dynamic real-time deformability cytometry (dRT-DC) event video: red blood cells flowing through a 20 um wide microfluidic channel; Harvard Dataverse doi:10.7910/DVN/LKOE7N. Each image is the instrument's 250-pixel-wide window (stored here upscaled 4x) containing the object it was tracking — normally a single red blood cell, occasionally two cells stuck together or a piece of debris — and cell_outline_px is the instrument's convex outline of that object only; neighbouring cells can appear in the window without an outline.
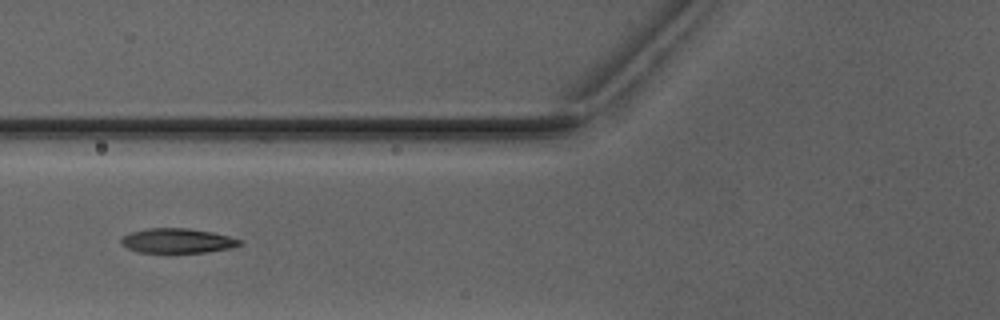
{"species": "Egyptian fruit bat (a non-hibernating species)", "species_latin": "Rousettus aegyptiacus", "temperature_condition": "warm", "stored_images_in_passage": 7, "camera_frame_rate_fps": 3000, "um_per_image_px": 0.085, "animal": {"sex": "male"}, "frame": {"image": 1, "passage_image": 7, "time_ms": 7.0, "image_size_px": [1000, 320], "cell_outline_px": [[244, 244], [232, 248], [208, 252], [140, 252], [128, 248], [120, 244], [120, 240], [124, 236], [132, 232], [148, 228], [188, 228], [212, 232], [228, 236], [240, 240]], "centroid_in_image_um": [15.1, 20.46], "position_along_channel_um": 110.7, "area_um2": 16.94}}